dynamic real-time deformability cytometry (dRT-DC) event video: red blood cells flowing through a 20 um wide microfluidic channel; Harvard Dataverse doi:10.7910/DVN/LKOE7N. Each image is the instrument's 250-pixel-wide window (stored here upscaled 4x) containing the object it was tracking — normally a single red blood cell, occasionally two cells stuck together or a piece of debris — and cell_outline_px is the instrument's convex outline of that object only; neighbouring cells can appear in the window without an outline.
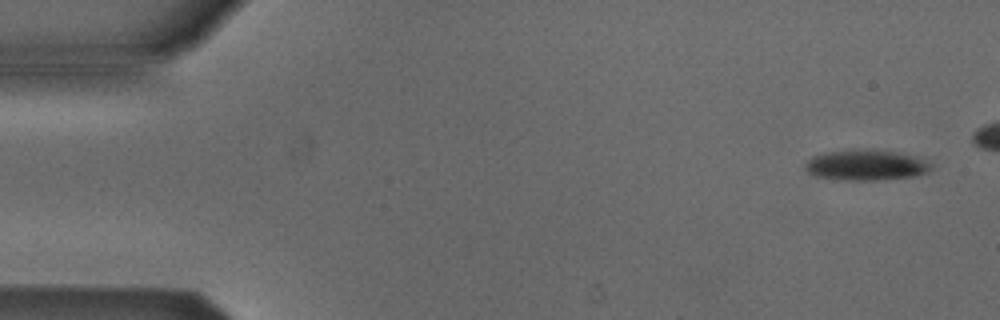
{"species": "Egyptian fruit bat (a non-hibernating species)", "species_latin": "Rousettus aegyptiacus", "temperature_condition": "cold", "stored_images_in_passage": 5, "camera_frame_rate_fps": 3000, "um_per_image_px": 0.085, "animal": {"sex": "male"}, "frame": {"image": 1, "passage_image": 1, "time_ms": 0.0, "image_size_px": [1000, 320], "cell_outline_px": [[932, 168], [928, 172], [916, 176], [876, 180], [844, 180], [816, 176], [808, 172], [804, 168], [804, 164], [812, 156], [828, 152], [892, 152], [912, 156], [924, 160], [932, 164]], "centroid_in_image_um": [73.61, 14.09], "position_along_channel_um": 11.4, "area_um2": 21.39}}